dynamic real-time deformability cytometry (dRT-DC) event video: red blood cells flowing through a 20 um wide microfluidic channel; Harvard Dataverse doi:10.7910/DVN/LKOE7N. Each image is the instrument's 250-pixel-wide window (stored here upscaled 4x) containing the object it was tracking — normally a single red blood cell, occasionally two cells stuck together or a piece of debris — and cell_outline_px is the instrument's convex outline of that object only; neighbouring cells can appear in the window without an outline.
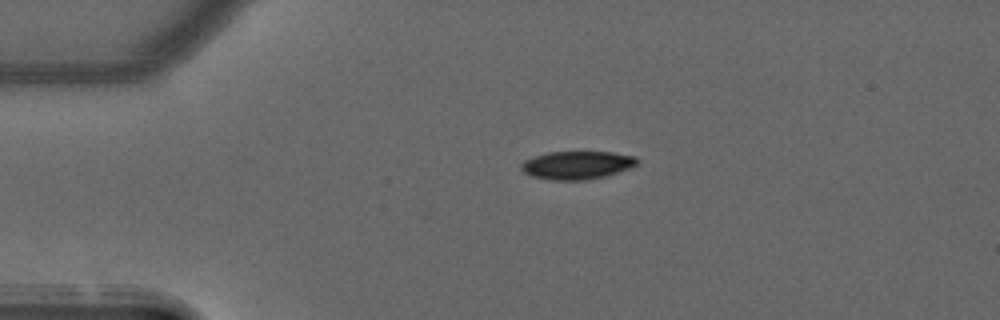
{"species": "common noctule bat (a hibernating species)", "species_latin": "Nyctalus noctula", "temperature_condition": "warm", "stored_images_in_passage": 26, "camera_frame_rate_fps": 3000, "um_per_image_px": 0.085, "animal": {"sex": "male", "forearm_length_mm": 52.5}, "frame": {"image": 1, "passage_image": 1, "time_ms": 0.0, "image_size_px": [1000, 320], "cell_outline_px": [[640, 160], [632, 168], [604, 176], [588, 180], [552, 180], [532, 176], [524, 172], [520, 168], [520, 164], [524, 160], [548, 152], [612, 152], [636, 156]], "centroid_in_image_um": [49.07, 14.03], "position_along_channel_um": 35.9, "area_um2": 19.07}}
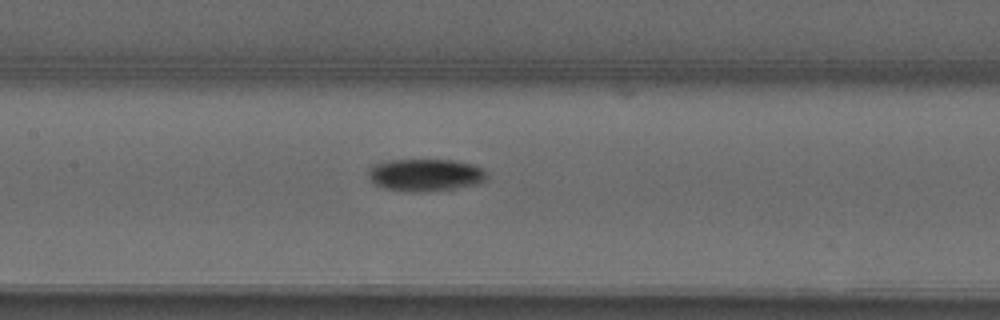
{"frame": {"image": 2, "passage_image": 14, "time_ms": 4.333, "image_size_px": [1000, 320], "cell_outline_px": [[488, 176], [484, 180], [476, 184], [452, 192], [408, 192], [384, 188], [376, 184], [368, 176], [368, 172], [372, 164], [388, 160], [452, 160], [472, 164], [484, 168], [488, 172]], "centroid_in_image_um": [36.23, 14.9], "position_along_channel_um": 171.2, "area_um2": 23.12}}
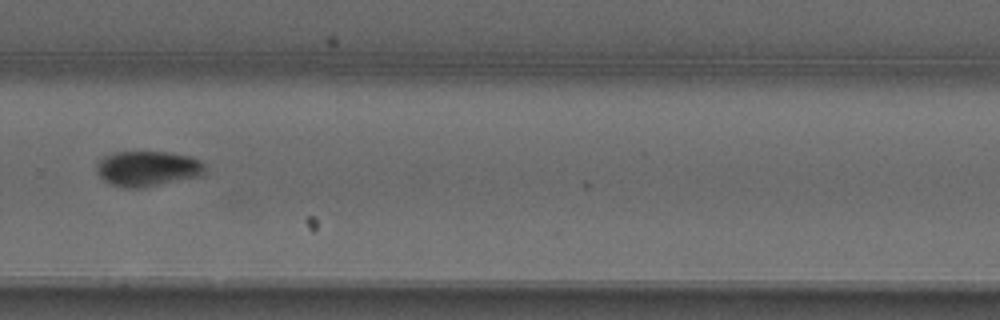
{"frame": {"image": 3, "passage_image": 25, "time_ms": 8.0, "image_size_px": [1000, 320], "cell_outline_px": [[208, 168], [204, 176], [140, 188], [124, 188], [112, 184], [104, 180], [96, 172], [96, 164], [104, 156], [116, 152], [172, 152], [188, 156], [200, 160]], "centroid_in_image_um": [12.6, 14.33], "position_along_channel_um": 317.2, "area_um2": 22.6}}